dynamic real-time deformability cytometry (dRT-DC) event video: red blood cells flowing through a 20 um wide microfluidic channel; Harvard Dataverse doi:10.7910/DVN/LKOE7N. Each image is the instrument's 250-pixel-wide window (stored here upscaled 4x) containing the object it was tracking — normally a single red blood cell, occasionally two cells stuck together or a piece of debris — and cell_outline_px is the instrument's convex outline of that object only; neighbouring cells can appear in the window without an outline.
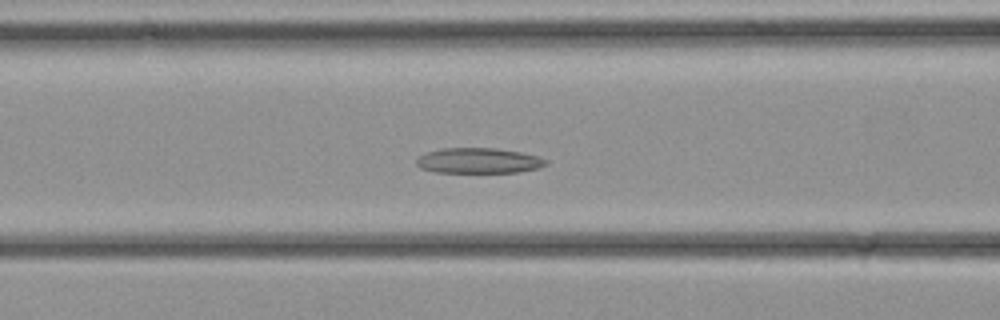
{"species": "common noctule bat (a hibernating species)", "species_latin": "Nyctalus noctula", "temperature_condition": "cold", "stored_images_in_passage": 36, "segment_of_instrument_passage": [1, 2], "camera_frame_rate_fps": 3000, "um_per_image_px": 0.085, "animal": {"sex": "female", "body_mass_g": 21.9}, "frame": {"image": 1, "passage_image": 14, "time_ms": 4.333, "image_size_px": [1000, 320], "cell_outline_px": [[548, 164], [540, 168], [520, 172], [436, 172], [420, 168], [416, 164], [416, 160], [420, 156], [428, 152], [444, 148], [496, 148], [520, 152], [536, 156], [548, 160]], "centroid_in_image_um": [40.71, 13.66], "position_along_channel_um": 125.9, "area_um2": 19.07}}
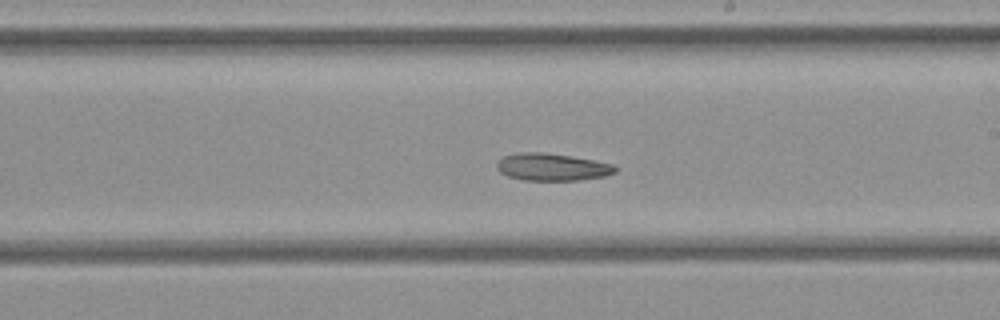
{"frame": {"image": 2, "passage_image": 20, "time_ms": 6.333, "image_size_px": [1000, 320], "cell_outline_px": [[616, 172], [604, 176], [576, 180], [524, 180], [508, 176], [500, 172], [496, 168], [496, 164], [504, 156], [520, 152], [544, 152], [572, 156], [612, 164], [616, 168]], "centroid_in_image_um": [46.9, 14.19], "position_along_channel_um": 242.1, "area_um2": 18.67}}
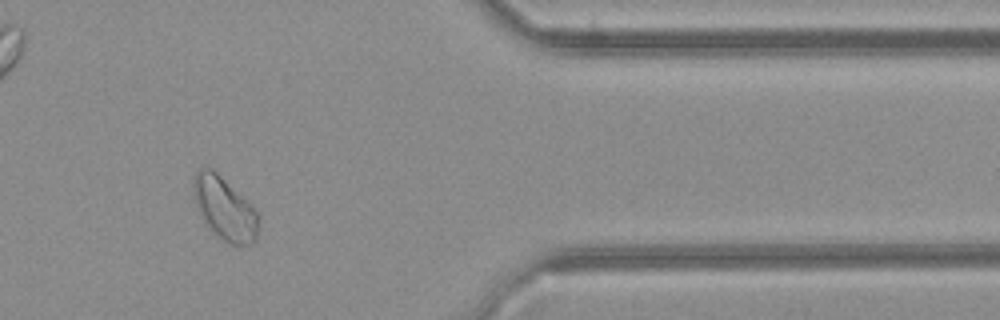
{"frame": {"image": 3, "passage_image": 29, "time_ms": 9.333, "image_size_px": [1000, 320], "cell_outline_px": [[260, 220], [256, 240], [252, 244], [228, 244], [216, 236], [204, 224], [200, 216], [192, 196], [192, 180], [196, 172], [204, 164], [208, 164], [252, 204], [256, 208], [260, 216]], "centroid_in_image_um": [19.07, 17.69], "position_along_channel_um": 392.3, "area_um2": 24.85}}